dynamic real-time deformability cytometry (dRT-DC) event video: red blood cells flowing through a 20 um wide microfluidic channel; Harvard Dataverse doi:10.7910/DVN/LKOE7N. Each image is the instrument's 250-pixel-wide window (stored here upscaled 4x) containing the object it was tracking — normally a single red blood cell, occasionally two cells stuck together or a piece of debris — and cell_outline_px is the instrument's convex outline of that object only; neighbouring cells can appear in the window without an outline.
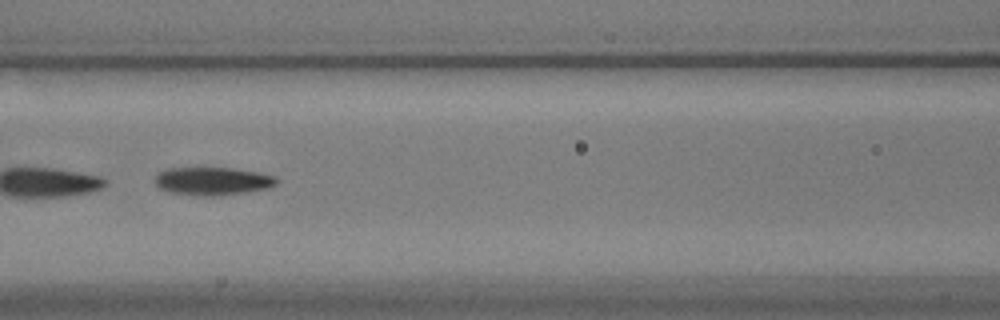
{"species": "common noctule bat (a hibernating species)", "species_latin": "Nyctalus noctula", "temperature_condition": "warm", "stored_images_in_passage": 55, "camera_frame_rate_fps": 3000, "um_per_image_px": 0.085, "animal": {"sex": "male", "body_mass_g": 17.9}, "frame": {"image": 1, "passage_image": 24, "time_ms": 7.667, "image_size_px": [1000, 320], "cell_outline_px": [[280, 180], [276, 184], [268, 188], [244, 192], [212, 196], [200, 196], [168, 192], [156, 188], [152, 180], [160, 172], [168, 168], [232, 168], [260, 172], [276, 176]], "centroid_in_image_um": [18.04, 15.39], "position_along_channel_um": 148.6, "area_um2": 20.11}}
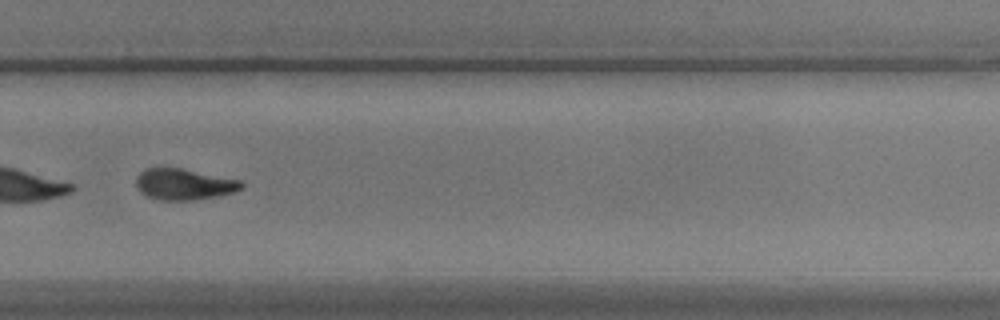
{"frame": {"image": 2, "passage_image": 38, "time_ms": 12.333, "image_size_px": [1000, 320], "cell_outline_px": [[244, 188], [236, 192], [196, 200], [160, 200], [148, 196], [140, 192], [136, 188], [136, 176], [144, 168], [180, 168], [240, 180], [244, 184]], "centroid_in_image_um": [15.63, 15.67], "position_along_channel_um": 314.2, "area_um2": 19.19}, "authors_computed_cell_mechanics": {"area_um2": 20.9814, "velocity_mm_per_s": 3.556, "shape_relaxation_time_tau1_ms": 4.0542, "shape_relaxation_time_tau2_ms": 2.8022, "deformation_change_tau1": 0.1768, "deformation_change_tau2": 0.0904}}